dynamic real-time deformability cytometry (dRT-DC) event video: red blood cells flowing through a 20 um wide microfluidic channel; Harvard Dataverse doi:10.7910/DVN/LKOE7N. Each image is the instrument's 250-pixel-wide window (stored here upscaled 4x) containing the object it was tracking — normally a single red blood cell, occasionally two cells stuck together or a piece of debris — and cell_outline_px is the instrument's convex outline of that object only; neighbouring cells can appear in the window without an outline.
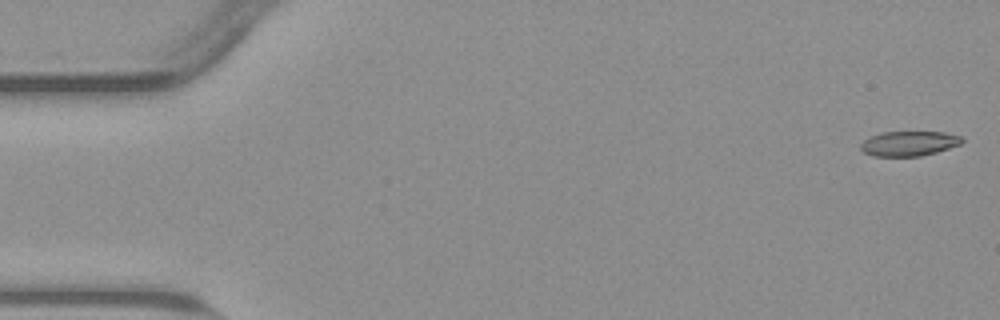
{"species": "common noctule bat (a hibernating species)", "species_latin": "Nyctalus noctula", "temperature_condition": "warm", "stored_images_in_passage": 54, "camera_frame_rate_fps": 3000, "um_per_image_px": 0.085, "animal": {"sex": "male", "body_mass_g": 23.1, "forearm_length_mm": 52.7}, "frame": {"image": 1, "passage_image": 1, "time_ms": 0.0, "image_size_px": [1000, 320], "cell_outline_px": [[964, 140], [960, 144], [936, 152], [920, 156], [872, 156], [864, 152], [860, 148], [860, 144], [868, 136], [884, 132], [944, 132], [960, 136]], "centroid_in_image_um": [77.23, 12.19], "position_along_channel_um": 7.8, "area_um2": 14.62}}
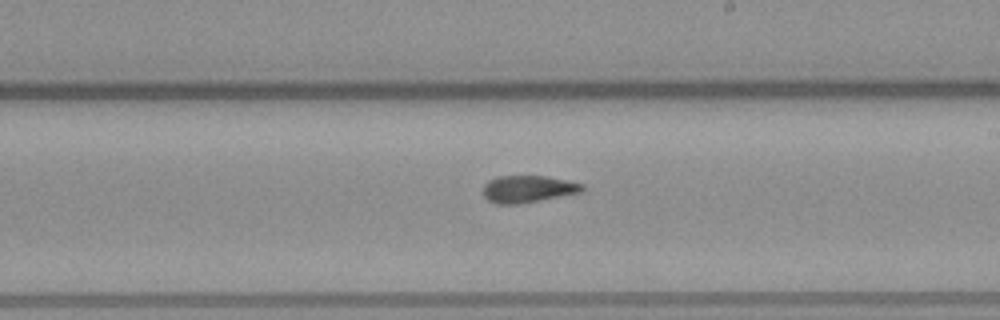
{"frame": {"image": 2, "passage_image": 31, "time_ms": 10.0, "image_size_px": [1000, 320], "cell_outline_px": [[584, 188], [580, 192], [516, 204], [496, 204], [488, 200], [484, 196], [484, 184], [488, 180], [496, 176], [544, 176], [584, 184]], "centroid_in_image_um": [44.82, 16.05], "position_along_channel_um": 244.2, "area_um2": 15.32}}
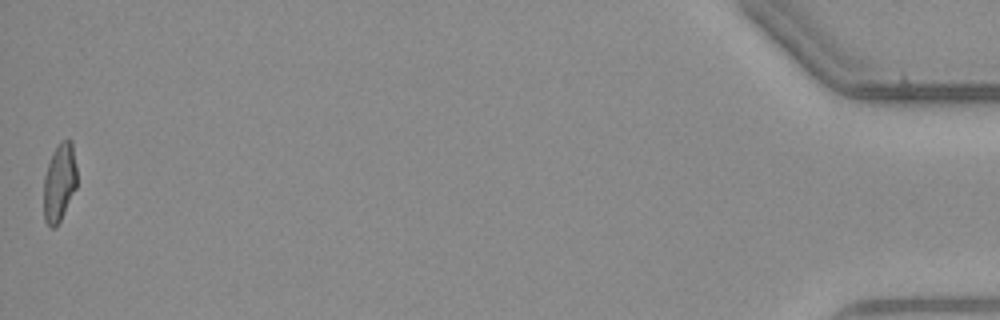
{"frame": {"image": 3, "passage_image": 54, "time_ms": 17.667, "image_size_px": [1000, 320], "cell_outline_px": [[76, 188], [56, 228], [52, 228], [44, 220], [44, 176], [52, 152], [60, 140], [72, 140], [76, 164]], "centroid_in_image_um": [5.05, 15.48], "position_along_channel_um": 430.2, "area_um2": 15.14}, "authors_computed_cell_mechanics": {"area_um2": 15.7505, "velocity_mm_per_s": 3.812, "shape_relaxation_time_tau1_ms": null, "shape_relaxation_time_tau2_ms": 2.584, "deformation_change_tau1": null, "deformation_change_tau2": 0.1017}}